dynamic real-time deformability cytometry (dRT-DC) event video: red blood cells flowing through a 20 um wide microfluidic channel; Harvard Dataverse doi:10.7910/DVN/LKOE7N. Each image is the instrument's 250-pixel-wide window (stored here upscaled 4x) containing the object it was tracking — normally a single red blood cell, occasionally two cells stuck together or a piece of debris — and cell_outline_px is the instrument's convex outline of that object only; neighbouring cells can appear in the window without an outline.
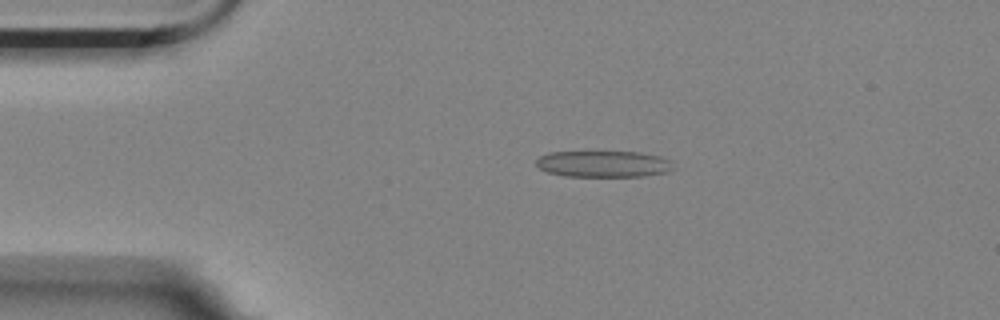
{"species": "Egyptian fruit bat (a non-hibernating species)", "species_latin": "Rousettus aegyptiacus", "temperature_condition": "room temperature", "stored_images_in_passage": 6, "camera_frame_rate_fps": 3000, "um_per_image_px": 0.085, "animal": {"sex": "female"}, "frame": {"image": 1, "passage_image": 3, "time_ms": 0.667, "image_size_px": [1000, 320], "cell_outline_px": [[676, 168], [668, 172], [644, 176], [564, 176], [548, 172], [540, 168], [536, 164], [536, 160], [540, 156], [548, 152], [640, 152], [660, 156], [672, 160]], "centroid_in_image_um": [51.36, 13.93], "position_along_channel_um": 33.6, "area_um2": 21.27}}
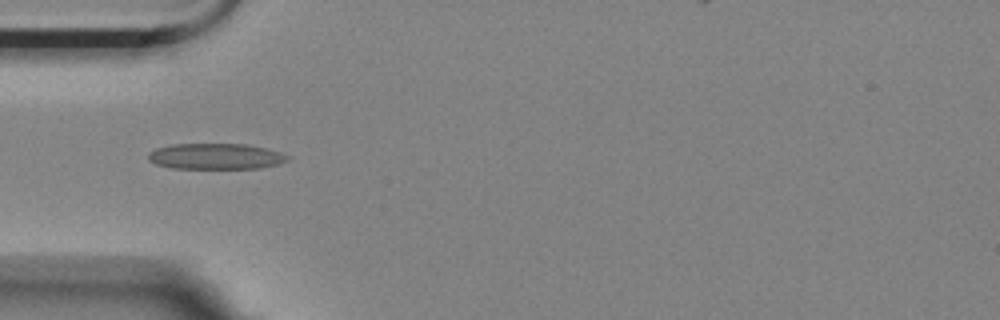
{"frame": {"image": 2, "passage_image": 5, "time_ms": 1.333, "image_size_px": [1000, 320], "cell_outline_px": [[288, 160], [280, 164], [260, 168], [172, 168], [156, 164], [148, 160], [148, 152], [156, 148], [172, 144], [248, 144], [268, 148], [280, 152], [288, 156]], "centroid_in_image_um": [18.34, 13.28], "position_along_channel_um": 66.7, "area_um2": 21.1}}
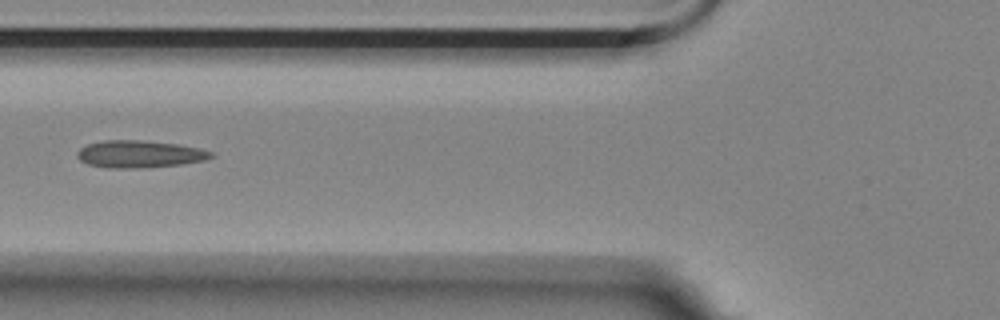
{"frame": {"image": 3, "passage_image": 6, "time_ms": 1.667, "image_size_px": [1000, 320], "cell_outline_px": [[212, 156], [204, 160], [180, 164], [140, 168], [108, 168], [88, 164], [80, 160], [76, 156], [76, 152], [80, 148], [88, 144], [104, 140], [136, 140], [176, 144], [196, 148], [212, 152]], "centroid_in_image_um": [11.78, 13.1], "position_along_channel_um": 114.0, "area_um2": 20.92}}